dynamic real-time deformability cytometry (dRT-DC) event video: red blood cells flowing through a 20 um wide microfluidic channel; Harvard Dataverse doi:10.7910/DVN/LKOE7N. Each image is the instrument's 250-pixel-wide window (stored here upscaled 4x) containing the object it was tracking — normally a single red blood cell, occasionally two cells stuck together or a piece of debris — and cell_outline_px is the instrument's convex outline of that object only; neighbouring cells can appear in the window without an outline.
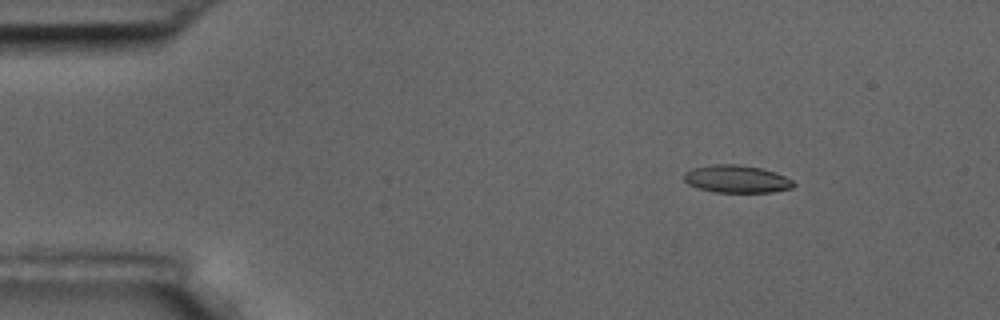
{"species": "common noctule bat (a hibernating species)", "species_latin": "Nyctalus noctula", "temperature_condition": "room temperature", "stored_images_in_passage": 4, "camera_frame_rate_fps": 3000, "um_per_image_px": 0.085, "animal": {"sex": "male", "body_mass_g": 17.5, "forearm_length_mm": 52.3}, "frame": {"image": 1, "passage_image": 2, "time_ms": 1.0, "image_size_px": [1000, 320], "cell_outline_px": [[796, 184], [792, 188], [772, 192], [716, 192], [700, 188], [688, 184], [684, 180], [684, 172], [692, 168], [712, 164], [740, 164], [760, 168], [776, 172], [792, 180]], "centroid_in_image_um": [62.62, 15.2], "position_along_channel_um": 22.4, "area_um2": 17.63}}